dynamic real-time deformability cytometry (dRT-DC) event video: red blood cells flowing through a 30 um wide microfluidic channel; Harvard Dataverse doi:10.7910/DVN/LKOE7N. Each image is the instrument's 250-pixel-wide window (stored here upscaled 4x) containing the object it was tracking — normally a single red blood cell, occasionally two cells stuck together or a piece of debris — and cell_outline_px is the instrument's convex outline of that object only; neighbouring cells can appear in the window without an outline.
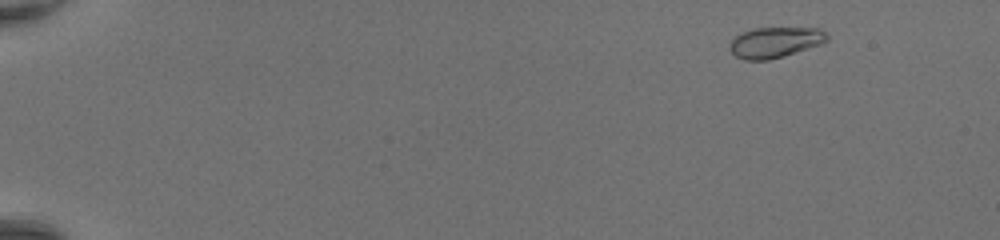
{"species": "common noctule bat (a hibernating species)", "species_latin": "Nyctalus noctula", "temperature_condition": "room temperature", "stored_images_in_passage": 48, "camera_frame_rate_fps": 3000, "um_per_image_px": 0.085, "animal": {"sex": "female", "body_mass_g": 20.0, "forearm_length_mm": 54.0}, "frame": {"image": 1, "passage_image": 4, "time_ms": 1.0, "image_size_px": [1000, 240], "cell_outline_px": [[828, 40], [820, 44], [784, 56], [768, 60], [744, 60], [736, 56], [728, 48], [728, 44], [740, 32], [752, 28], [820, 28], [828, 36]], "centroid_in_image_um": [65.84, 3.59], "position_along_channel_um": 19.2, "area_um2": 17.4}}
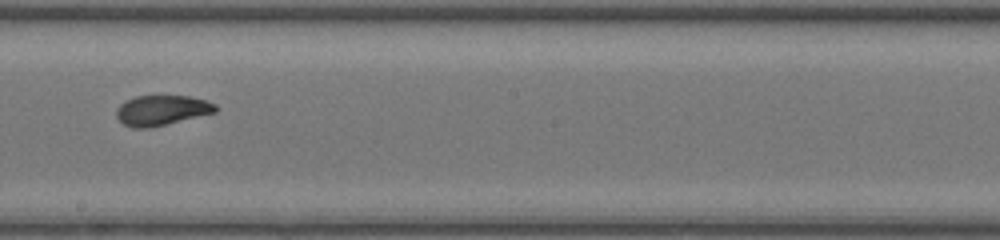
{"frame": {"image": 2, "passage_image": 29, "time_ms": 9.333, "image_size_px": [1000, 240], "cell_outline_px": [[216, 112], [148, 128], [132, 128], [124, 124], [116, 116], [116, 108], [120, 104], [136, 96], [188, 96], [208, 100], [216, 104]], "centroid_in_image_um": [13.74, 9.37], "position_along_channel_um": 234.5, "area_um2": 17.22}}
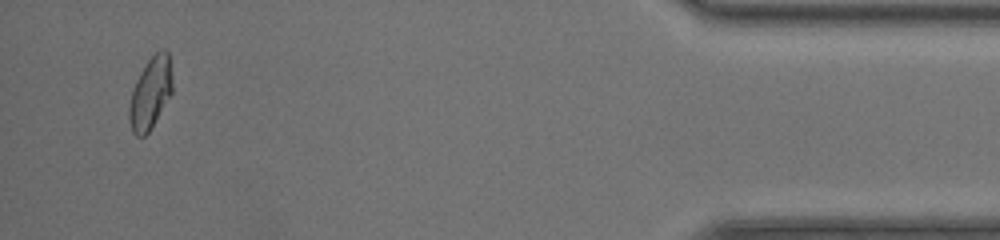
{"frame": {"image": 3, "passage_image": 46, "time_ms": 15.0, "image_size_px": [1000, 240], "cell_outline_px": [[172, 92], [148, 132], [144, 136], [136, 136], [132, 132], [128, 116], [128, 108], [132, 92], [136, 80], [140, 72], [148, 60], [160, 48], [164, 48], [168, 52], [172, 80]], "centroid_in_image_um": [12.77, 7.89], "position_along_channel_um": 422.4, "area_um2": 17.8}, "authors_computed_cell_mechanics": {"area_um2": 17.629, "velocity_mm_per_s": 4.4074, "shape_relaxation_time_tau1_ms": 4.8069, "shape_relaxation_time_tau2_ms": null, "deformation_change_tau1": 0.209, "deformation_change_tau2": null}}